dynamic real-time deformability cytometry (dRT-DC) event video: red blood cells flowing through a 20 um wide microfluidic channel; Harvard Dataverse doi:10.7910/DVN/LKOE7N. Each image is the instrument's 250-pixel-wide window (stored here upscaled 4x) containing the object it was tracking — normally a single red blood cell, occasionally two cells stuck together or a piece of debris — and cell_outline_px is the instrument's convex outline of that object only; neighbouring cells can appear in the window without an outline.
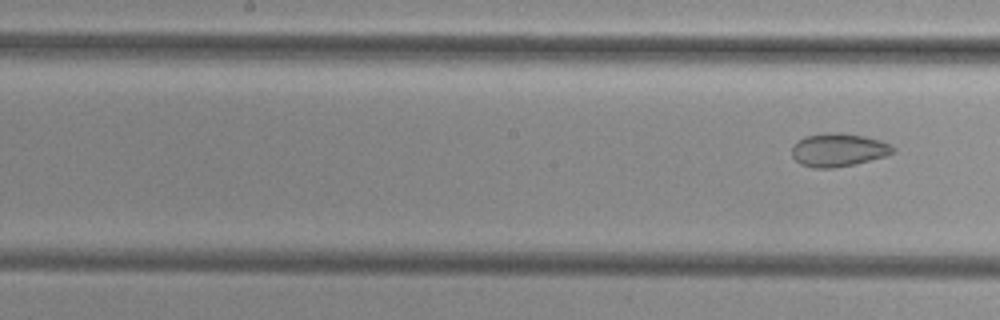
{"species": "common noctule bat (a hibernating species)", "species_latin": "Nyctalus noctula", "temperature_condition": "cold", "stored_images_in_passage": 10, "segment_of_instrument_passage": [2, 2], "camera_frame_rate_fps": 3000, "um_per_image_px": 0.085, "animal": {"sex": "female", "body_mass_g": 29.2, "forearm_length_mm": 56.3}, "frame": {"image": 1, "passage_image": 10, "time_ms": 11.333, "image_size_px": [1000, 320], "cell_outline_px": [[896, 148], [892, 152], [884, 156], [852, 164], [832, 168], [816, 168], [800, 164], [792, 156], [792, 148], [804, 136], [824, 132], [840, 132], [864, 136], [880, 140]], "centroid_in_image_um": [71.23, 12.72], "position_along_channel_um": 177.0, "area_um2": 19.31}}